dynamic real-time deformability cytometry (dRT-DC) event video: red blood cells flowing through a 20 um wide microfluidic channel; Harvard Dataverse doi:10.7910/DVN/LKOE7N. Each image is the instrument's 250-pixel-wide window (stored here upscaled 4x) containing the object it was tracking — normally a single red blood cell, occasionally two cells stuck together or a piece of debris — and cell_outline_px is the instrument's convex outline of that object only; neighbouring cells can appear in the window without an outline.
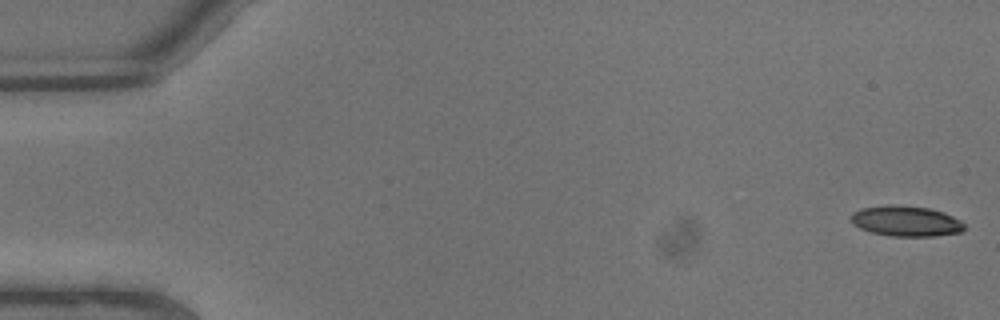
{"species": "common noctule bat (a hibernating species)", "species_latin": "Nyctalus noctula", "temperature_condition": "warm", "stored_images_in_passage": 13, "camera_frame_rate_fps": 3000, "um_per_image_px": 0.085, "animal": {"sex": "male", "body_mass_g": 13.3}, "frame": {"image": 1, "passage_image": 1, "time_ms": 0.0, "image_size_px": [1000, 320], "cell_outline_px": [[964, 228], [960, 232], [936, 236], [892, 236], [872, 232], [860, 228], [852, 224], [852, 212], [860, 208], [888, 204], [896, 204], [928, 208], [944, 212], [960, 220], [964, 224]], "centroid_in_image_um": [76.99, 18.78], "position_along_channel_um": 8.0, "area_um2": 20.17}}
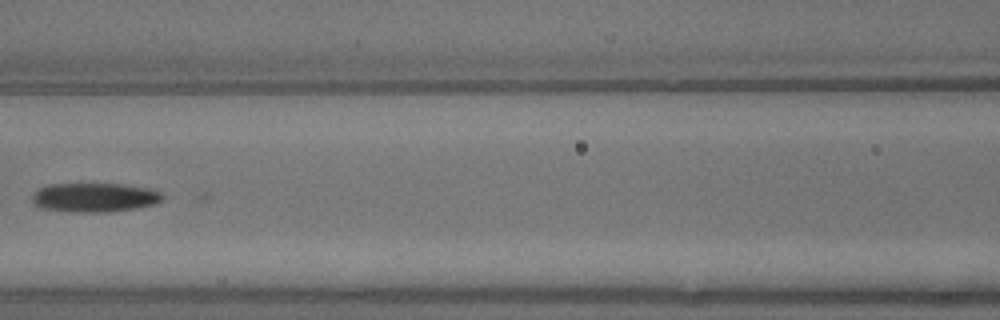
{"frame": {"image": 2, "passage_image": 10, "time_ms": 3.0, "image_size_px": [1000, 320], "cell_outline_px": [[164, 196], [156, 204], [136, 208], [104, 212], [72, 212], [40, 208], [32, 204], [32, 196], [40, 188], [48, 184], [124, 184], [152, 188], [160, 192]], "centroid_in_image_um": [8.04, 16.78], "position_along_channel_um": 158.6, "area_um2": 22.25}}
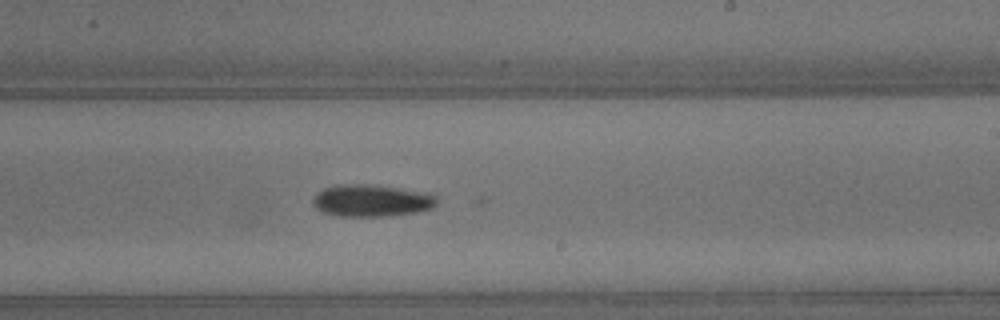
{"frame": {"image": 3, "passage_image": 13, "time_ms": 4.0, "image_size_px": [1000, 320], "cell_outline_px": [[436, 204], [432, 208], [416, 212], [384, 216], [340, 216], [324, 212], [316, 208], [312, 204], [312, 200], [324, 188], [336, 184], [372, 184], [424, 192], [436, 196]], "centroid_in_image_um": [31.56, 17.04], "position_along_channel_um": 257.4, "area_um2": 22.95}}